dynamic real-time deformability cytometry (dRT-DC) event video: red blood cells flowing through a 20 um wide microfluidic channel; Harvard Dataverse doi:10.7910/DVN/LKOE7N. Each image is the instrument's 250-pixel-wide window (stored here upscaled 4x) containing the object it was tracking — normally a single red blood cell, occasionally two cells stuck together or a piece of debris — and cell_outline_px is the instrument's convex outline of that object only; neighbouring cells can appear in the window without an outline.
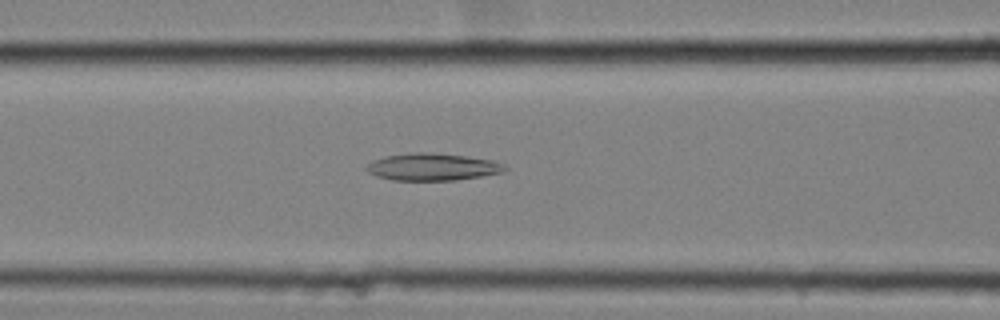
{"species": "common noctule bat (a hibernating species)", "species_latin": "Nyctalus noctula", "temperature_condition": "cold", "stored_images_in_passage": 54, "camera_frame_rate_fps": 3000, "um_per_image_px": 0.085, "animal": {"sex": "female", "body_mass_g": 25.1}, "frame": {"image": 1, "passage_image": 26, "time_ms": 8.333, "image_size_px": [1000, 320], "cell_outline_px": [[508, 168], [504, 172], [456, 180], [392, 180], [376, 176], [368, 172], [364, 168], [372, 160], [384, 156], [412, 152], [424, 152], [468, 156], [492, 160], [504, 164]], "centroid_in_image_um": [36.74, 14.18], "position_along_channel_um": 129.9, "area_um2": 22.02}}
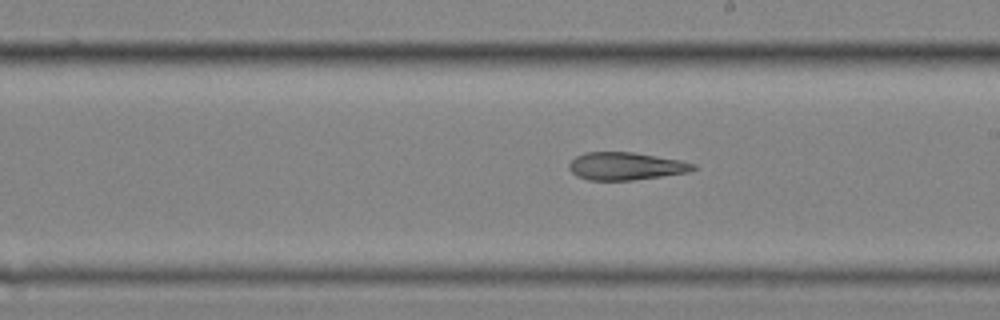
{"frame": {"image": 2, "passage_image": 35, "time_ms": 11.333, "image_size_px": [1000, 320], "cell_outline_px": [[696, 168], [688, 172], [632, 180], [588, 180], [576, 176], [568, 168], [568, 164], [576, 156], [584, 152], [632, 152], [680, 160], [696, 164]], "centroid_in_image_um": [53.15, 14.12], "position_along_channel_um": 235.8, "area_um2": 19.94}}
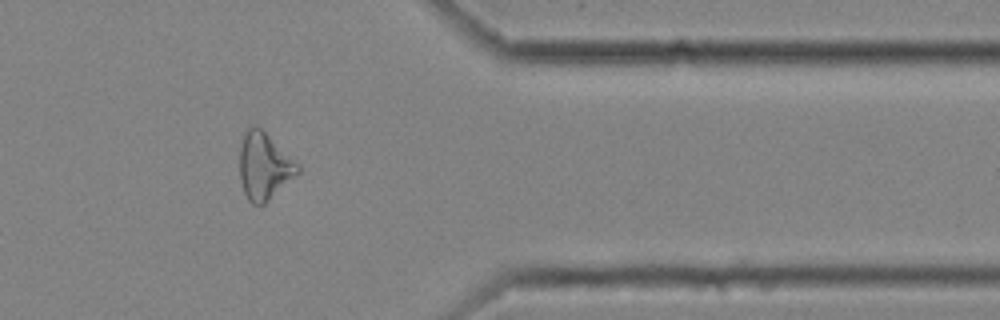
{"frame": {"image": 3, "passage_image": 49, "time_ms": 16.0, "image_size_px": [1000, 320], "cell_outline_px": [[300, 172], [264, 204], [252, 204], [248, 200], [244, 192], [240, 180], [240, 148], [244, 136], [248, 128], [256, 124], [300, 164]], "centroid_in_image_um": [22.46, 14.13], "position_along_channel_um": 388.9, "area_um2": 22.48}}